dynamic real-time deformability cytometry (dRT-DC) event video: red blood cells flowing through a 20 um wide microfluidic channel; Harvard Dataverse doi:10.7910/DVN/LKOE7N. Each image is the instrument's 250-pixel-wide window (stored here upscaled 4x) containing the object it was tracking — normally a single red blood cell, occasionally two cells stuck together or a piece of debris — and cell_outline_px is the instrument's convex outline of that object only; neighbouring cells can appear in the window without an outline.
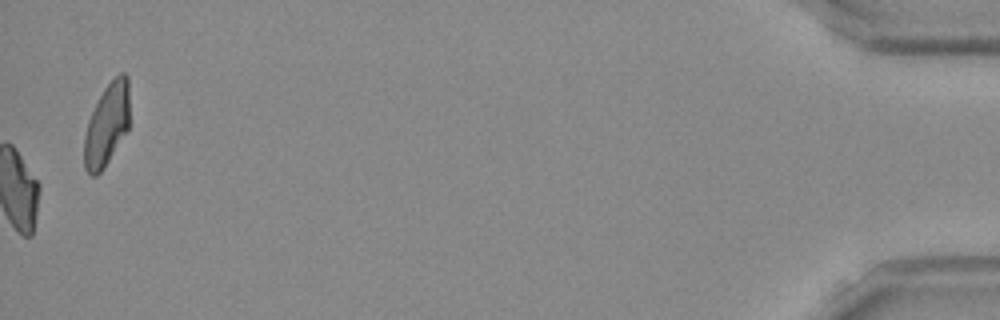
{"species": "Egyptian fruit bat (a non-hibernating species)", "species_latin": "Rousettus aegyptiacus", "temperature_condition": "room temperature", "stored_images_in_passage": 42, "camera_frame_rate_fps": 3000, "um_per_image_px": 0.085, "frame": {"image": 1, "passage_image": 42, "time_ms": 13.667, "image_size_px": [1000, 320], "cell_outline_px": [[128, 128], [104, 168], [96, 176], [92, 176], [84, 168], [84, 136], [88, 120], [104, 88], [120, 72], [124, 72], [128, 76]], "centroid_in_image_um": [9.06, 10.61], "position_along_channel_um": 426.1, "area_um2": 21.44}, "authors_computed_cell_mechanics": {"area_um2": 21.5594, "velocity_mm_per_s": 3.8749, "shape_relaxation_time_tau1_ms": null, "shape_relaxation_time_tau2_ms": 3.9983, "deformation_change_tau1": null, "deformation_change_tau2": 0.108}}